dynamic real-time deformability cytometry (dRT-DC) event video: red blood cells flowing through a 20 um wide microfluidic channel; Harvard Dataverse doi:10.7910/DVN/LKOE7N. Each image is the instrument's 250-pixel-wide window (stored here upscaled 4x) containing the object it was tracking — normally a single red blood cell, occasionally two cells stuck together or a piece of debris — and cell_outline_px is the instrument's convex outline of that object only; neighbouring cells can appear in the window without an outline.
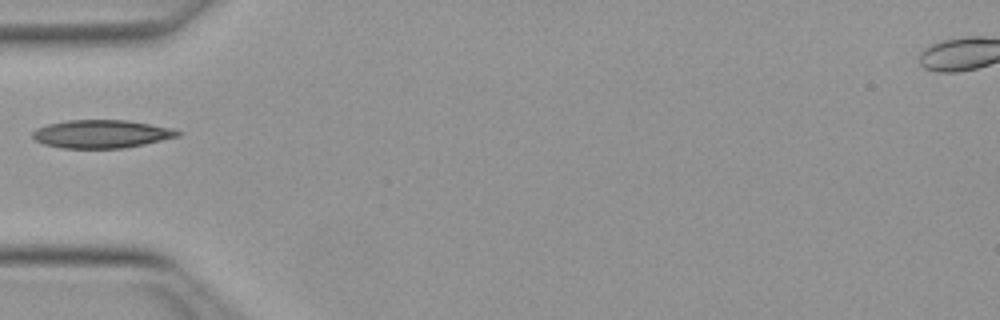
{"species": "Egyptian fruit bat (a non-hibernating species)", "species_latin": "Rousettus aegyptiacus", "temperature_condition": "warm", "stored_images_in_passage": 35, "camera_frame_rate_fps": 3000, "um_per_image_px": 0.085, "animal": {"sex": "female"}, "frame": {"image": 1, "passage_image": 1, "time_ms": 0.0, "image_size_px": [1000, 320], "cell_outline_px": [[184, 132], [180, 136], [144, 144], [124, 148], [60, 148], [44, 144], [36, 140], [32, 136], [32, 132], [36, 128], [48, 124], [68, 120], [128, 120], [172, 128]], "centroid_in_image_um": [8.64, 11.38], "position_along_channel_um": 76.4, "area_um2": 23.87}}
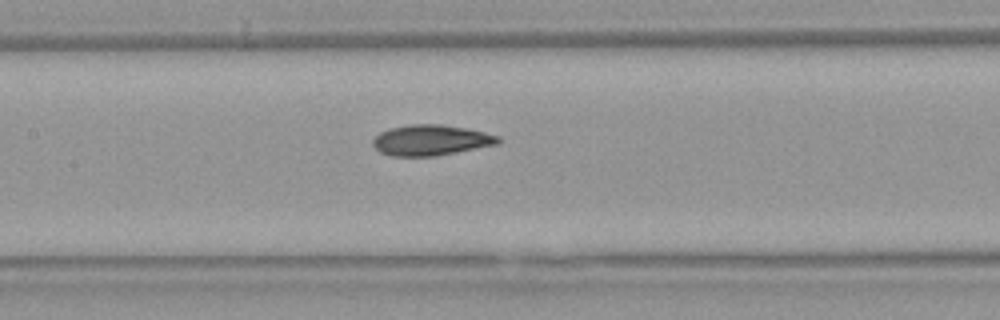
{"frame": {"image": 2, "passage_image": 8, "time_ms": 2.333, "image_size_px": [1000, 320], "cell_outline_px": [[500, 144], [436, 156], [392, 156], [380, 152], [372, 144], [372, 140], [380, 132], [388, 128], [408, 124], [440, 124], [468, 128], [500, 136]], "centroid_in_image_um": [36.64, 11.91], "position_along_channel_um": 170.8, "area_um2": 22.6}}
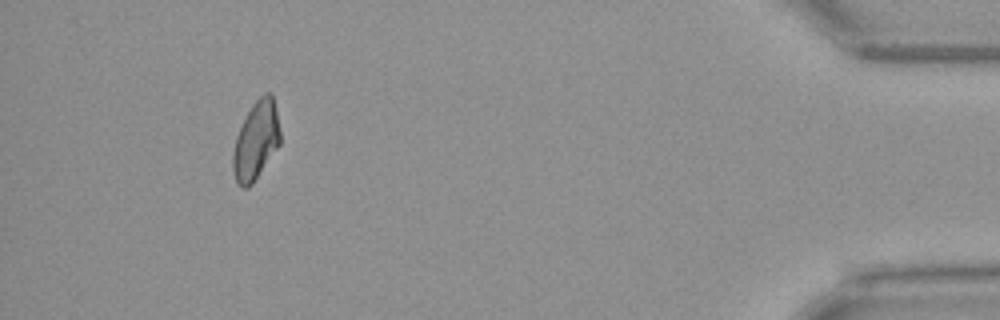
{"frame": {"image": 3, "passage_image": 31, "time_ms": 10.0, "image_size_px": [1000, 320], "cell_outline_px": [[280, 144], [252, 184], [248, 188], [244, 188], [236, 180], [232, 172], [232, 152], [236, 136], [252, 104], [264, 92], [272, 92], [280, 132]], "centroid_in_image_um": [21.75, 11.95], "position_along_channel_um": 413.5, "area_um2": 21.39}}